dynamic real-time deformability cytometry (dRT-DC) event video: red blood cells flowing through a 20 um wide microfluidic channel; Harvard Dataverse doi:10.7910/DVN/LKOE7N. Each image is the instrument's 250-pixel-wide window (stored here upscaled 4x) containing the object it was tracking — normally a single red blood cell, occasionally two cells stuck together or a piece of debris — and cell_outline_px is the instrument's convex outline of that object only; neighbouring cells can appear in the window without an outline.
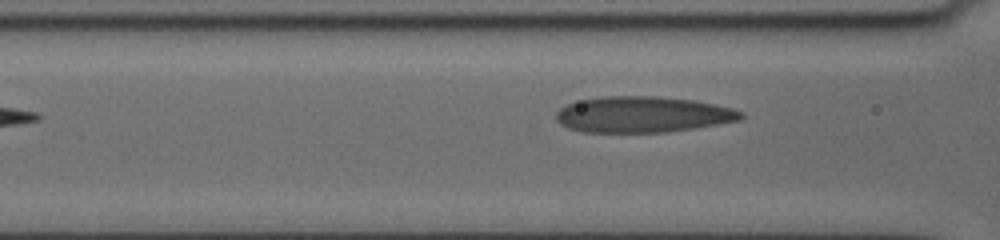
{"species": "human", "species_latin": "Homo sapiens", "temperature_condition": "cold", "stored_images_in_passage": 12, "camera_frame_rate_fps": 3000, "um_per_image_px": 0.085, "donor": {"sex": "female"}, "frame": {"image": 1, "passage_image": 8, "time_ms": 2.0, "image_size_px": [1000, 240], "cell_outline_px": [[744, 116], [740, 120], [692, 128], [664, 132], [580, 132], [568, 128], [560, 124], [556, 120], [556, 112], [560, 108], [568, 104], [600, 96], [656, 96], [692, 100], [732, 108], [744, 112]], "centroid_in_image_um": [54.6, 9.73], "position_along_channel_um": 112.0, "area_um2": 38.55}}